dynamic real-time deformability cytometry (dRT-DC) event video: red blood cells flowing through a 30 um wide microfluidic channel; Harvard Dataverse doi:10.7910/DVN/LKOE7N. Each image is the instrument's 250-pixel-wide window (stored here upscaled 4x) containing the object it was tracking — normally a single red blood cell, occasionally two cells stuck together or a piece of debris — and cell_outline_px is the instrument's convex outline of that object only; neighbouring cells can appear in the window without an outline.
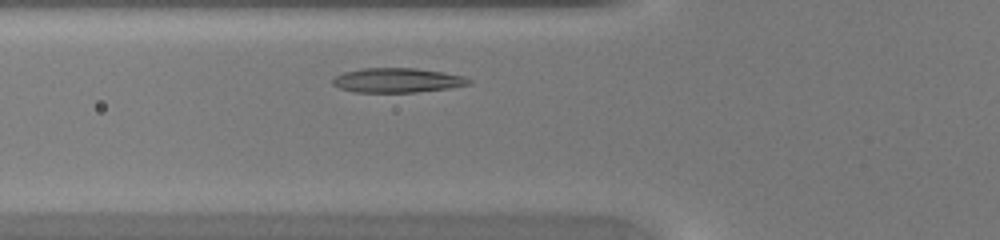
{"species": "common noctule bat (a hibernating species)", "species_latin": "Nyctalus noctula", "temperature_condition": "warm", "stored_images_in_passage": 24, "camera_frame_rate_fps": 3000, "um_per_image_px": 0.085, "animal": {"sex": "female", "body_mass_g": 20.0, "forearm_length_mm": 54.0}, "frame": {"image": 1, "passage_image": 2, "time_ms": 0.333, "image_size_px": [1000, 240], "cell_outline_px": [[472, 84], [452, 88], [416, 92], [356, 92], [340, 88], [332, 84], [332, 80], [336, 76], [344, 72], [364, 68], [416, 68], [444, 72], [464, 76], [472, 80]], "centroid_in_image_um": [33.83, 6.82], "position_along_channel_um": 92.0, "area_um2": 19.54}}
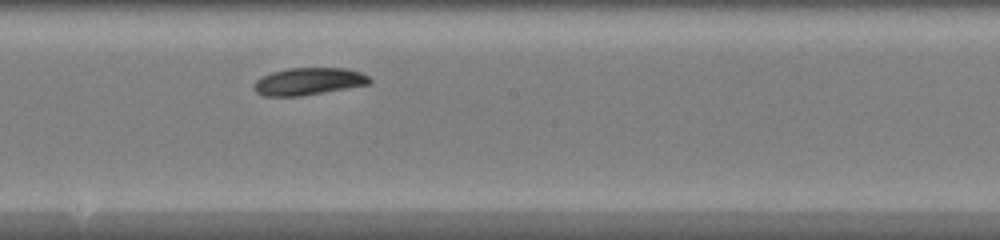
{"frame": {"image": 2, "passage_image": 11, "time_ms": 3.333, "image_size_px": [1000, 240], "cell_outline_px": [[372, 80], [368, 84], [300, 96], [264, 96], [256, 92], [252, 88], [252, 84], [260, 76], [272, 72], [288, 68], [344, 68], [360, 72], [368, 76]], "centroid_in_image_um": [26.15, 6.91], "position_along_channel_um": 222.0, "area_um2": 18.32}}
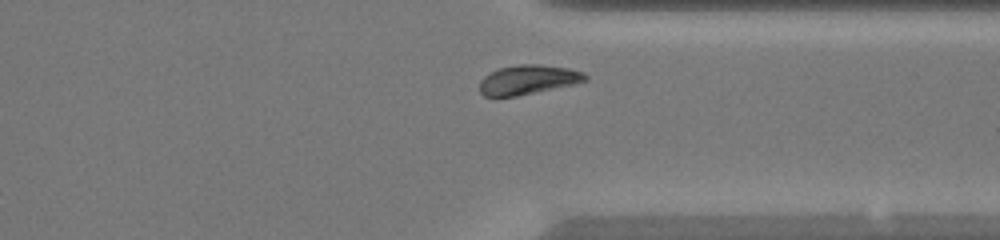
{"frame": {"image": 3, "passage_image": 21, "time_ms": 6.667, "image_size_px": [1000, 240], "cell_outline_px": [[588, 80], [576, 84], [516, 96], [484, 96], [480, 92], [480, 80], [484, 76], [500, 68], [520, 64], [540, 64], [568, 68], [584, 72], [588, 76]], "centroid_in_image_um": [44.93, 6.77], "position_along_channel_um": 366.5, "area_um2": 18.09}}